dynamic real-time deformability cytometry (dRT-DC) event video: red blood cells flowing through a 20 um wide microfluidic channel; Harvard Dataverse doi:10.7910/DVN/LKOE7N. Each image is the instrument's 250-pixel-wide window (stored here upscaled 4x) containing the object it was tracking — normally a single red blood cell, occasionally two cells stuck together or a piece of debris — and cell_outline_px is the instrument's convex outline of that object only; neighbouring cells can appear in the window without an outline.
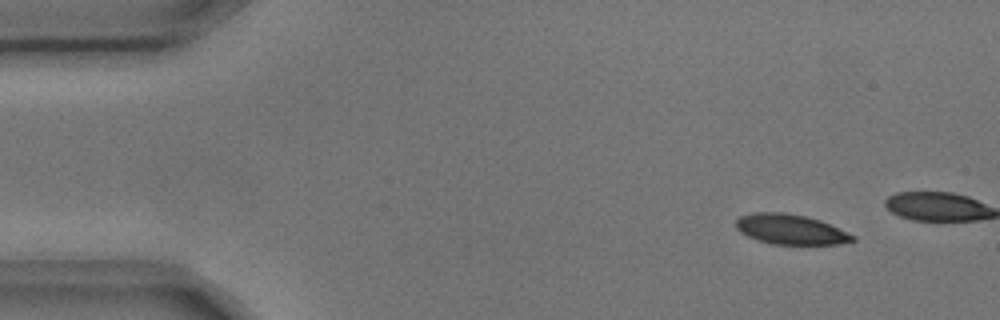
{"species": "common noctule bat (a hibernating species)", "species_latin": "Nyctalus noctula", "temperature_condition": "cold", "stored_images_in_passage": 4, "camera_frame_rate_fps": 3000, "um_per_image_px": 0.085, "animal": {"sex": "male", "body_mass_g": 17.9, "forearm_length_mm": 54.2}, "frame": {"image": 1, "passage_image": 1, "time_ms": 0.0, "image_size_px": [1000, 320], "cell_outline_px": [[856, 240], [836, 244], [772, 244], [748, 236], [740, 232], [736, 228], [736, 220], [740, 216], [756, 212], [784, 212], [804, 216], [820, 220], [856, 236]], "centroid_in_image_um": [67.19, 19.49], "position_along_channel_um": 17.8, "area_um2": 20.23}}